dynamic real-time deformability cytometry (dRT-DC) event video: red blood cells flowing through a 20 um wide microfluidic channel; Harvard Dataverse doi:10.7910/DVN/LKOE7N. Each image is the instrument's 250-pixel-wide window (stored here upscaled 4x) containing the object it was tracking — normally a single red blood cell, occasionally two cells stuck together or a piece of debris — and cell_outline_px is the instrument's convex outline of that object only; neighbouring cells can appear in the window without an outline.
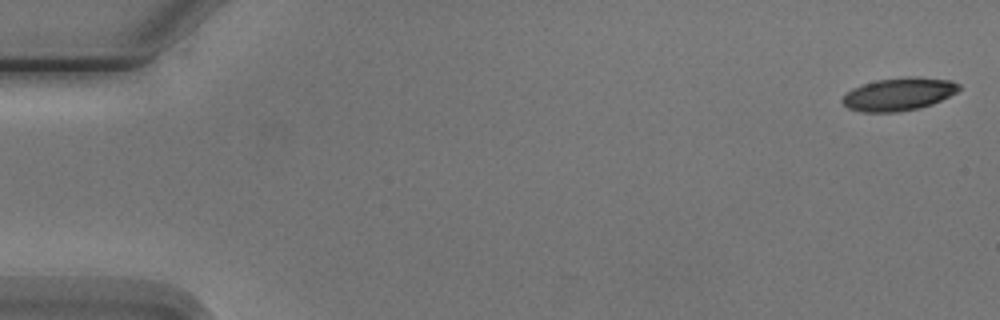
{"species": "Egyptian fruit bat (a non-hibernating species)", "species_latin": "Rousettus aegyptiacus", "temperature_condition": "cold", "stored_images_in_passage": 6, "camera_frame_rate_fps": 3000, "um_per_image_px": 0.085, "animal": {"sex": "male"}, "frame": {"image": 1, "passage_image": 1, "time_ms": 0.0, "image_size_px": [1000, 320], "cell_outline_px": [[960, 88], [956, 92], [932, 104], [916, 108], [896, 112], [860, 112], [848, 108], [840, 100], [852, 88], [876, 80], [908, 76], [920, 76], [952, 80], [960, 84]], "centroid_in_image_um": [76.39, 7.98], "position_along_channel_um": 8.6, "area_um2": 22.31}}